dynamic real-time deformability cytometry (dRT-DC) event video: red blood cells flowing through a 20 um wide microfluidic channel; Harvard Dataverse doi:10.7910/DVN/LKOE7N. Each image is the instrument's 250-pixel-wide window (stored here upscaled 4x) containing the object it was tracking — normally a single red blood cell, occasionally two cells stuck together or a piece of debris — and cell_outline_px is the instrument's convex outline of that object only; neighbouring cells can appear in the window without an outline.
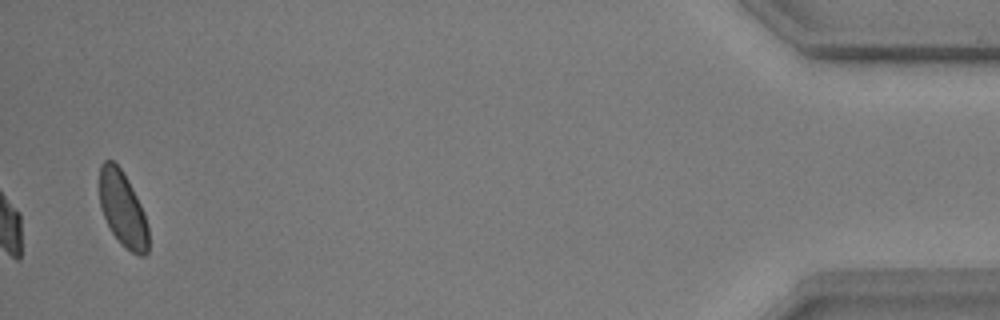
{"species": "common noctule bat (a hibernating species)", "species_latin": "Nyctalus noctula", "temperature_condition": "warm", "stored_images_in_passage": 39, "camera_frame_rate_fps": 3000, "um_per_image_px": 0.085, "animal": {"sex": "male", "body_mass_g": 17.9, "forearm_length_mm": 54.2}, "frame": {"image": 1, "passage_image": 39, "time_ms": 12.667, "image_size_px": [1000, 320], "cell_outline_px": [[148, 252], [144, 256], [140, 256], [124, 248], [120, 244], [112, 232], [100, 208], [100, 164], [104, 160], [112, 160], [120, 168], [132, 188], [144, 212], [148, 224]], "centroid_in_image_um": [10.44, 17.81], "position_along_channel_um": 424.8, "area_um2": 21.33}, "authors_computed_cell_mechanics": {"area_um2": 21.0392, "velocity_mm_per_s": 3.6749, "shape_relaxation_time_tau1_ms": 2.8649, "shape_relaxation_time_tau2_ms": 1.6231, "deformation_change_tau1": 0.1334, "deformation_change_tau2": 0.089}}